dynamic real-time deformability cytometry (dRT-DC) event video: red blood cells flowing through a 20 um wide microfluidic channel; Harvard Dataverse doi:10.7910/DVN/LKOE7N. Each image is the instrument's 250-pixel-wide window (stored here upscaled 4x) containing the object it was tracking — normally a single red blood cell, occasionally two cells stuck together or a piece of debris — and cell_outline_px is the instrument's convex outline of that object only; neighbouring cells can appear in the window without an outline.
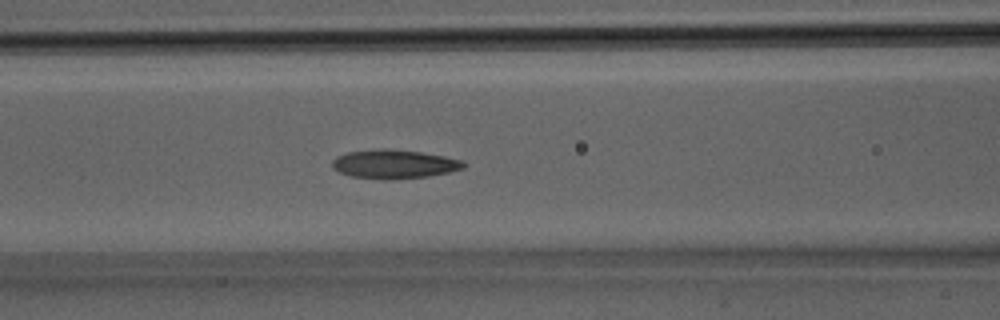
{"species": "Egyptian fruit bat (a non-hibernating species)", "species_latin": "Rousettus aegyptiacus", "temperature_condition": "room temperature", "stored_images_in_passage": 12, "camera_frame_rate_fps": 3000, "um_per_image_px": 0.085, "animal": {"sex": "male"}, "frame": {"image": 1, "passage_image": 6, "time_ms": 1.667, "image_size_px": [1000, 320], "cell_outline_px": [[468, 164], [464, 168], [448, 172], [428, 176], [384, 180], [352, 176], [340, 172], [332, 168], [332, 160], [336, 156], [348, 152], [420, 152], [444, 156], [464, 160]], "centroid_in_image_um": [33.56, 14.0], "position_along_channel_um": 133.0, "area_um2": 21.04}}
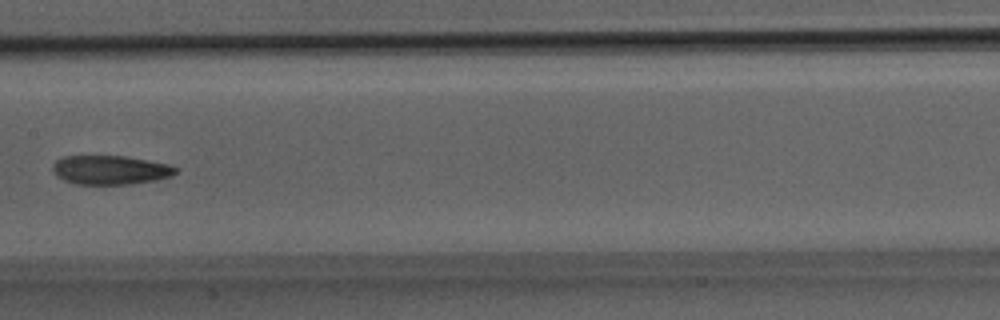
{"frame": {"image": 2, "passage_image": 9, "time_ms": 2.667, "image_size_px": [1000, 320], "cell_outline_px": [[180, 172], [172, 176], [156, 180], [132, 184], [76, 184], [64, 180], [56, 176], [52, 172], [52, 164], [56, 160], [64, 156], [128, 156], [168, 164], [180, 168]], "centroid_in_image_um": [9.41, 14.44], "position_along_channel_um": 198.0, "area_um2": 21.15}}